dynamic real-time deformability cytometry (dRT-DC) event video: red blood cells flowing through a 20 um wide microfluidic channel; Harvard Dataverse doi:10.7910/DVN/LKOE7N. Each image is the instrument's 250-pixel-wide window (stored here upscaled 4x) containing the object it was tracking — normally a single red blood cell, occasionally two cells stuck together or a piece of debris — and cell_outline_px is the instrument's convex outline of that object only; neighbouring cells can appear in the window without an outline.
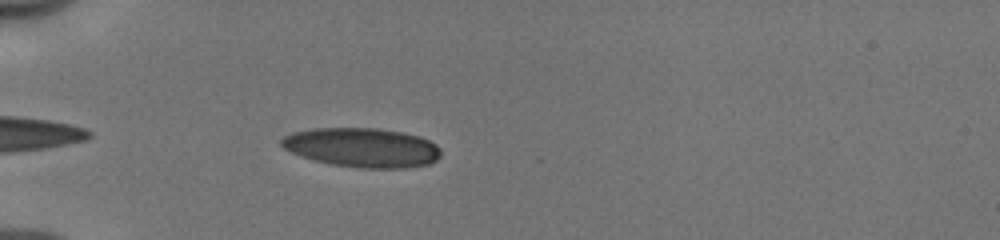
{"species": "human", "species_latin": "Homo sapiens", "temperature_condition": "cold", "stored_images_in_passage": 39, "camera_frame_rate_fps": 3000, "um_per_image_px": 0.085, "donor": {"sex": "male"}, "frame": {"image": 1, "passage_image": 3, "time_ms": 0.667, "image_size_px": [1000, 240], "cell_outline_px": [[440, 156], [436, 160], [428, 164], [408, 168], [360, 168], [332, 164], [312, 160], [300, 156], [284, 148], [280, 144], [280, 140], [284, 136], [292, 132], [312, 128], [376, 128], [400, 132], [420, 136], [436, 144], [440, 148]], "centroid_in_image_um": [30.77, 12.54], "position_along_channel_um": 54.2, "area_um2": 36.65}}
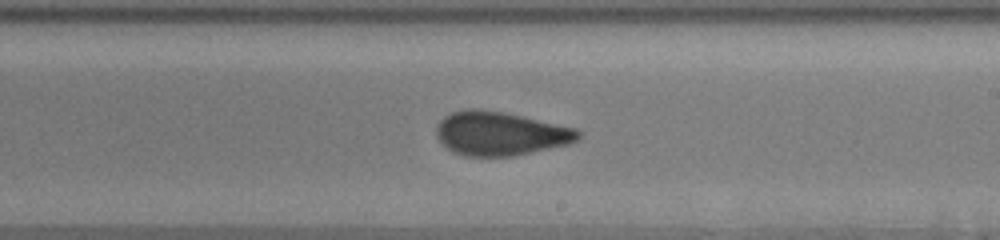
{"frame": {"image": 2, "passage_image": 19, "time_ms": 6.0, "image_size_px": [1000, 240], "cell_outline_px": [[580, 136], [576, 140], [568, 144], [512, 156], [464, 156], [452, 152], [436, 136], [436, 124], [444, 116], [452, 112], [468, 108], [476, 108], [500, 112], [520, 116], [576, 128], [580, 132]], "centroid_in_image_um": [42.47, 11.35], "position_along_channel_um": 246.5, "area_um2": 35.84}}
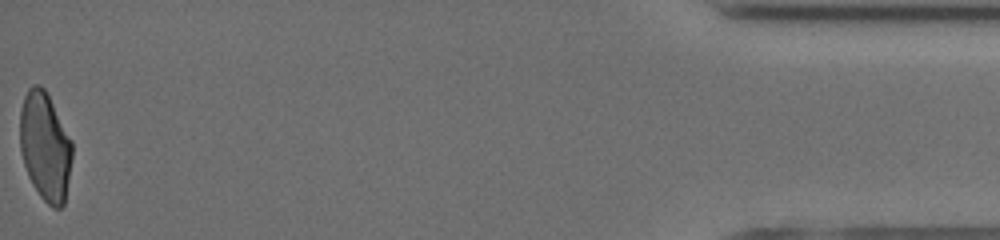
{"frame": {"image": 3, "passage_image": 39, "time_ms": 12.667, "image_size_px": [1000, 240], "cell_outline_px": [[72, 156], [64, 204], [60, 208], [52, 208], [40, 196], [32, 184], [28, 176], [20, 152], [20, 112], [24, 96], [28, 88], [32, 84], [40, 84], [44, 88], [72, 140]], "centroid_in_image_um": [3.82, 12.44], "position_along_channel_um": 431.4, "area_um2": 33.0}, "authors_computed_cell_mechanics": {"area_um2": 35.8938, "velocity_mm_per_s": 3.9837, "shape_relaxation_time_tau1_ms": 4.5367, "shape_relaxation_time_tau2_ms": 1.045, "deformation_change_tau1": 0.1414, "deformation_change_tau2": 0.0764}}